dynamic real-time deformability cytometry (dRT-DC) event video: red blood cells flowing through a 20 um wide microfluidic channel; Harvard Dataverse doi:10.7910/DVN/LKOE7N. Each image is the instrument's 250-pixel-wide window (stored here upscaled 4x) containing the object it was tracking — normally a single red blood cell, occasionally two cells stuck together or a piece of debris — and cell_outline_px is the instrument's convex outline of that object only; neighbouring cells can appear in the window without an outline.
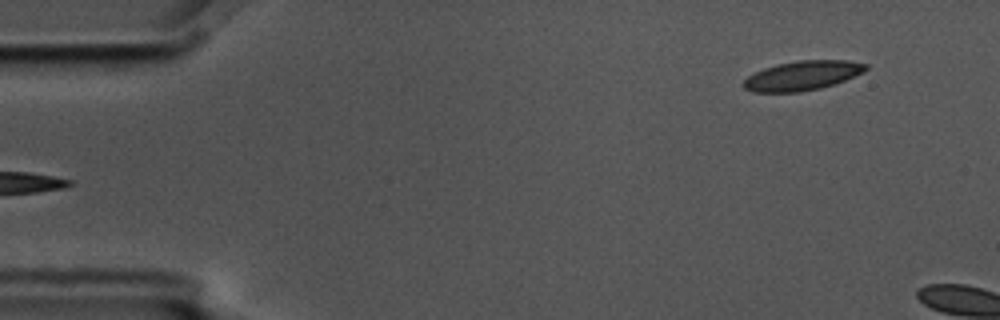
{"species": "common noctule bat (a hibernating species)", "species_latin": "Nyctalus noctula", "temperature_condition": "cold", "stored_images_in_passage": 6, "segment_of_instrument_passage": [2, 2], "camera_frame_rate_fps": 3000, "um_per_image_px": 0.085, "animal": {"sex": "male", "body_mass_g": 17.5, "forearm_length_mm": 52.3}, "frame": {"image": 1, "passage_image": 6, "time_ms": 1.667, "image_size_px": [1000, 320], "cell_outline_px": [[868, 68], [864, 72], [844, 80], [820, 88], [800, 92], [752, 92], [744, 88], [740, 84], [748, 76], [764, 68], [776, 64], [800, 60], [848, 60], [868, 64]], "centroid_in_image_um": [68.19, 6.42], "position_along_channel_um": 16.8, "area_um2": 20.98}}